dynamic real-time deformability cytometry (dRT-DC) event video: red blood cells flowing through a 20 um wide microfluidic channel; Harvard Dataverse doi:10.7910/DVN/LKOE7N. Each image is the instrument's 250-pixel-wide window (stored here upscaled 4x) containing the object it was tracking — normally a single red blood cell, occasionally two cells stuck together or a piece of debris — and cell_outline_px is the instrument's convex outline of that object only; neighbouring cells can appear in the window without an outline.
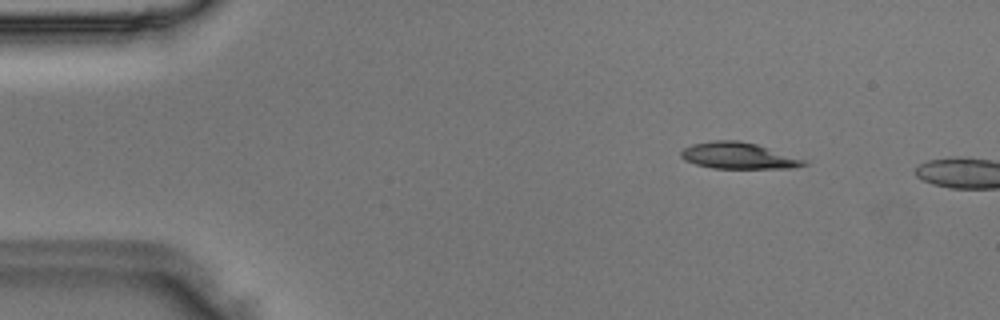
{"species": "Egyptian fruit bat (a non-hibernating species)", "species_latin": "Rousettus aegyptiacus", "temperature_condition": "room temperature", "stored_images_in_passage": 4, "camera_frame_rate_fps": 3000, "um_per_image_px": 0.085, "animal": {"sex": "male"}, "frame": {"image": 1, "passage_image": 2, "time_ms": 0.333, "image_size_px": [1000, 320], "cell_outline_px": [[808, 164], [796, 168], [712, 168], [696, 164], [684, 160], [680, 156], [680, 152], [684, 148], [692, 144], [712, 140], [740, 140], [756, 144], [808, 160]], "centroid_in_image_um": [62.78, 13.23], "position_along_channel_um": 22.2, "area_um2": 19.02}}